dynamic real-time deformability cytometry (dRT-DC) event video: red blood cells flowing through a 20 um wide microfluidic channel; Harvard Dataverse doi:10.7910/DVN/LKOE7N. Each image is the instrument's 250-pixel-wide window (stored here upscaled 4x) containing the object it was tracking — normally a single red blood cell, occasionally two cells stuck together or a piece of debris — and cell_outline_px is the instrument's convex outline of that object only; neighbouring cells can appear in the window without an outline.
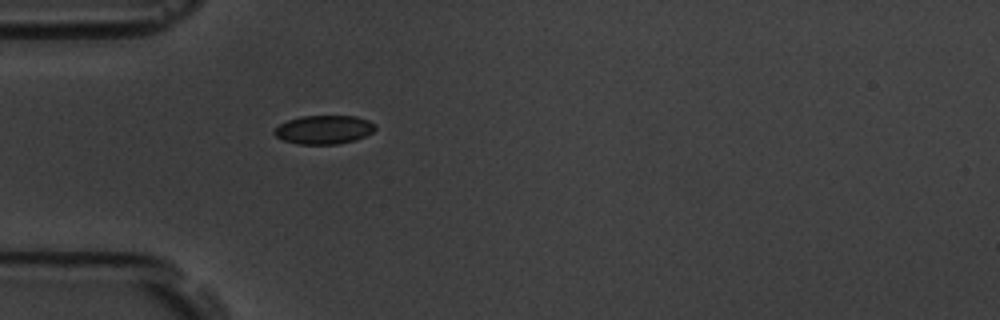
{"species": "common noctule bat (a hibernating species)", "species_latin": "Nyctalus noctula", "temperature_condition": "room temperature", "stored_images_in_passage": 1, "camera_frame_rate_fps": 3000, "um_per_image_px": 0.085, "animal": {"sex": "male", "body_mass_g": 19.5, "forearm_length_mm": 54.6}, "frame": {"image": 1, "passage_image": 1, "time_ms": 0.0, "image_size_px": [1000, 320], "cell_outline_px": [[376, 128], [372, 132], [356, 140], [336, 144], [296, 144], [284, 140], [276, 136], [272, 132], [280, 124], [288, 120], [300, 116], [356, 116], [368, 120], [376, 124]], "centroid_in_image_um": [27.54, 11.02], "position_along_channel_um": 57.5, "area_um2": 16.88}}